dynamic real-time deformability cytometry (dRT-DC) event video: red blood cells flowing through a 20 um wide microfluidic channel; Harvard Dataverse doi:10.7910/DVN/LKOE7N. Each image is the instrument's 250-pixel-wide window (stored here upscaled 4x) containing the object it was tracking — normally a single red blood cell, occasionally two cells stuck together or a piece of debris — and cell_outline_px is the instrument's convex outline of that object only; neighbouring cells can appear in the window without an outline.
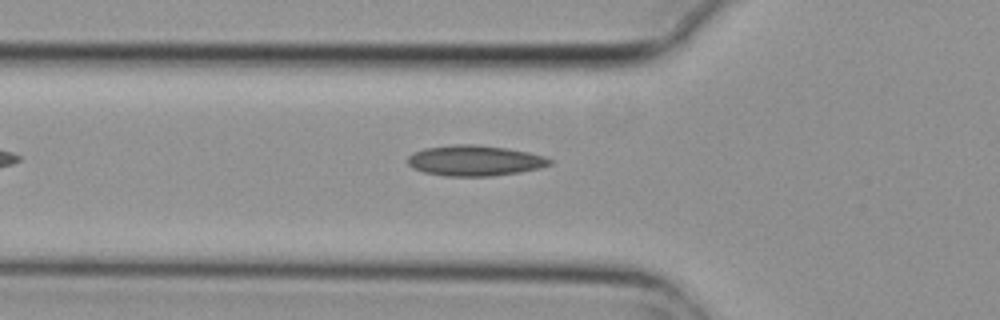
{"species": "common noctule bat (a hibernating species)", "species_latin": "Nyctalus noctula", "temperature_condition": "cold", "stored_images_in_passage": 4, "camera_frame_rate_fps": 3000, "um_per_image_px": 0.085, "animal": {"sex": "female", "body_mass_g": 29.2, "forearm_length_mm": 56.3}, "frame": {"image": 1, "passage_image": 4, "time_ms": 1.0, "image_size_px": [1000, 320], "cell_outline_px": [[552, 164], [540, 168], [520, 172], [492, 176], [444, 176], [424, 172], [412, 168], [408, 164], [408, 156], [412, 152], [424, 148], [456, 144], [476, 144], [508, 148], [528, 152], [544, 156], [552, 160]], "centroid_in_image_um": [40.35, 13.65], "position_along_channel_um": 85.5, "area_um2": 25.49}}